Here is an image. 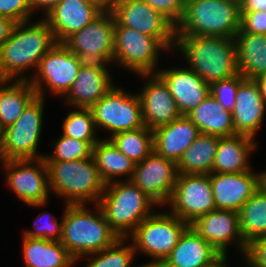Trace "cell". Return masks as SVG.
<instances>
[{
    "label": "cell",
    "instance_id": "6da1fadb",
    "mask_svg": "<svg viewBox=\"0 0 266 267\" xmlns=\"http://www.w3.org/2000/svg\"><path fill=\"white\" fill-rule=\"evenodd\" d=\"M30 22L17 23L0 48L1 80H28L24 73L33 67L37 69L41 59L57 43L43 18L32 25Z\"/></svg>",
    "mask_w": 266,
    "mask_h": 267
},
{
    "label": "cell",
    "instance_id": "7a4b0ae2",
    "mask_svg": "<svg viewBox=\"0 0 266 267\" xmlns=\"http://www.w3.org/2000/svg\"><path fill=\"white\" fill-rule=\"evenodd\" d=\"M194 72L206 83L233 77L239 73L234 38L176 35L175 46Z\"/></svg>",
    "mask_w": 266,
    "mask_h": 267
},
{
    "label": "cell",
    "instance_id": "3957f363",
    "mask_svg": "<svg viewBox=\"0 0 266 267\" xmlns=\"http://www.w3.org/2000/svg\"><path fill=\"white\" fill-rule=\"evenodd\" d=\"M87 206L66 204L63 212L60 242L77 262L86 255L112 246L119 239L106 221L99 204H94L95 213Z\"/></svg>",
    "mask_w": 266,
    "mask_h": 267
},
{
    "label": "cell",
    "instance_id": "277c9868",
    "mask_svg": "<svg viewBox=\"0 0 266 267\" xmlns=\"http://www.w3.org/2000/svg\"><path fill=\"white\" fill-rule=\"evenodd\" d=\"M50 193L62 197L66 204L99 203L106 183L92 157L75 161L46 162Z\"/></svg>",
    "mask_w": 266,
    "mask_h": 267
},
{
    "label": "cell",
    "instance_id": "5b68a950",
    "mask_svg": "<svg viewBox=\"0 0 266 267\" xmlns=\"http://www.w3.org/2000/svg\"><path fill=\"white\" fill-rule=\"evenodd\" d=\"M99 206L119 238H128L157 205L130 180H115L105 186Z\"/></svg>",
    "mask_w": 266,
    "mask_h": 267
},
{
    "label": "cell",
    "instance_id": "8992f818",
    "mask_svg": "<svg viewBox=\"0 0 266 267\" xmlns=\"http://www.w3.org/2000/svg\"><path fill=\"white\" fill-rule=\"evenodd\" d=\"M240 26L239 0H186L176 35L235 38Z\"/></svg>",
    "mask_w": 266,
    "mask_h": 267
},
{
    "label": "cell",
    "instance_id": "52a82bcc",
    "mask_svg": "<svg viewBox=\"0 0 266 267\" xmlns=\"http://www.w3.org/2000/svg\"><path fill=\"white\" fill-rule=\"evenodd\" d=\"M46 98L36 96L11 126L1 132L0 154L4 160L38 159Z\"/></svg>",
    "mask_w": 266,
    "mask_h": 267
},
{
    "label": "cell",
    "instance_id": "ba28073f",
    "mask_svg": "<svg viewBox=\"0 0 266 267\" xmlns=\"http://www.w3.org/2000/svg\"><path fill=\"white\" fill-rule=\"evenodd\" d=\"M167 211L153 212L128 237L137 255L140 252L152 260L165 261L177 245L181 235L190 226Z\"/></svg>",
    "mask_w": 266,
    "mask_h": 267
},
{
    "label": "cell",
    "instance_id": "9c48e42d",
    "mask_svg": "<svg viewBox=\"0 0 266 267\" xmlns=\"http://www.w3.org/2000/svg\"><path fill=\"white\" fill-rule=\"evenodd\" d=\"M89 109L96 129L111 132L108 139L117 133L145 126L138 94L129 93L116 84Z\"/></svg>",
    "mask_w": 266,
    "mask_h": 267
},
{
    "label": "cell",
    "instance_id": "30bf717a",
    "mask_svg": "<svg viewBox=\"0 0 266 267\" xmlns=\"http://www.w3.org/2000/svg\"><path fill=\"white\" fill-rule=\"evenodd\" d=\"M83 62L63 43H56L41 59L33 76L28 81L37 92V96L46 97L45 88L50 94L64 97L73 85ZM45 92V93H44Z\"/></svg>",
    "mask_w": 266,
    "mask_h": 267
},
{
    "label": "cell",
    "instance_id": "8fae6325",
    "mask_svg": "<svg viewBox=\"0 0 266 267\" xmlns=\"http://www.w3.org/2000/svg\"><path fill=\"white\" fill-rule=\"evenodd\" d=\"M63 44L83 63L112 64L115 45V19L105 9L91 23L69 36Z\"/></svg>",
    "mask_w": 266,
    "mask_h": 267
},
{
    "label": "cell",
    "instance_id": "7c38bea8",
    "mask_svg": "<svg viewBox=\"0 0 266 267\" xmlns=\"http://www.w3.org/2000/svg\"><path fill=\"white\" fill-rule=\"evenodd\" d=\"M169 50L155 37L147 36L139 31L126 27L115 26V45L112 63L132 71L156 73L159 52Z\"/></svg>",
    "mask_w": 266,
    "mask_h": 267
},
{
    "label": "cell",
    "instance_id": "4fadbf2b",
    "mask_svg": "<svg viewBox=\"0 0 266 267\" xmlns=\"http://www.w3.org/2000/svg\"><path fill=\"white\" fill-rule=\"evenodd\" d=\"M6 182L16 197L32 207H43L49 201L48 168L44 158L4 160Z\"/></svg>",
    "mask_w": 266,
    "mask_h": 267
},
{
    "label": "cell",
    "instance_id": "5bb4252c",
    "mask_svg": "<svg viewBox=\"0 0 266 267\" xmlns=\"http://www.w3.org/2000/svg\"><path fill=\"white\" fill-rule=\"evenodd\" d=\"M115 26H126L157 38L169 51L175 46L176 27L143 0H112Z\"/></svg>",
    "mask_w": 266,
    "mask_h": 267
},
{
    "label": "cell",
    "instance_id": "9a60e30c",
    "mask_svg": "<svg viewBox=\"0 0 266 267\" xmlns=\"http://www.w3.org/2000/svg\"><path fill=\"white\" fill-rule=\"evenodd\" d=\"M166 206L170 213L189 225L215 210L210 174H178L172 196Z\"/></svg>",
    "mask_w": 266,
    "mask_h": 267
},
{
    "label": "cell",
    "instance_id": "2e32d148",
    "mask_svg": "<svg viewBox=\"0 0 266 267\" xmlns=\"http://www.w3.org/2000/svg\"><path fill=\"white\" fill-rule=\"evenodd\" d=\"M178 174L174 161L153 151L142 162L136 163L130 181L160 207L169 202Z\"/></svg>",
    "mask_w": 266,
    "mask_h": 267
},
{
    "label": "cell",
    "instance_id": "e0dca14e",
    "mask_svg": "<svg viewBox=\"0 0 266 267\" xmlns=\"http://www.w3.org/2000/svg\"><path fill=\"white\" fill-rule=\"evenodd\" d=\"M190 226L224 258L228 255V246L233 243L243 258L247 243L240 232L239 212L215 209L196 219Z\"/></svg>",
    "mask_w": 266,
    "mask_h": 267
},
{
    "label": "cell",
    "instance_id": "ac0fdd59",
    "mask_svg": "<svg viewBox=\"0 0 266 267\" xmlns=\"http://www.w3.org/2000/svg\"><path fill=\"white\" fill-rule=\"evenodd\" d=\"M137 76L147 79L138 94L144 125L150 130L169 124L182 114L169 92L168 86L157 73H141Z\"/></svg>",
    "mask_w": 266,
    "mask_h": 267
},
{
    "label": "cell",
    "instance_id": "d6986e66",
    "mask_svg": "<svg viewBox=\"0 0 266 267\" xmlns=\"http://www.w3.org/2000/svg\"><path fill=\"white\" fill-rule=\"evenodd\" d=\"M105 9L91 0H62L43 19L50 26L56 42L63 43L73 33L91 23Z\"/></svg>",
    "mask_w": 266,
    "mask_h": 267
},
{
    "label": "cell",
    "instance_id": "ffe728a7",
    "mask_svg": "<svg viewBox=\"0 0 266 267\" xmlns=\"http://www.w3.org/2000/svg\"><path fill=\"white\" fill-rule=\"evenodd\" d=\"M216 209L239 212L259 188V173H210Z\"/></svg>",
    "mask_w": 266,
    "mask_h": 267
},
{
    "label": "cell",
    "instance_id": "44dd1931",
    "mask_svg": "<svg viewBox=\"0 0 266 267\" xmlns=\"http://www.w3.org/2000/svg\"><path fill=\"white\" fill-rule=\"evenodd\" d=\"M109 64L83 63L70 90L62 98L74 108H90L113 87Z\"/></svg>",
    "mask_w": 266,
    "mask_h": 267
},
{
    "label": "cell",
    "instance_id": "7402d4cb",
    "mask_svg": "<svg viewBox=\"0 0 266 267\" xmlns=\"http://www.w3.org/2000/svg\"><path fill=\"white\" fill-rule=\"evenodd\" d=\"M266 101L258 82L244 79L239 84L232 110L235 133L254 138L264 122Z\"/></svg>",
    "mask_w": 266,
    "mask_h": 267
},
{
    "label": "cell",
    "instance_id": "603a6c76",
    "mask_svg": "<svg viewBox=\"0 0 266 267\" xmlns=\"http://www.w3.org/2000/svg\"><path fill=\"white\" fill-rule=\"evenodd\" d=\"M158 69L156 73L168 86L182 115L188 114L210 94V84L189 67Z\"/></svg>",
    "mask_w": 266,
    "mask_h": 267
},
{
    "label": "cell",
    "instance_id": "cb8c5ba5",
    "mask_svg": "<svg viewBox=\"0 0 266 267\" xmlns=\"http://www.w3.org/2000/svg\"><path fill=\"white\" fill-rule=\"evenodd\" d=\"M224 257L191 226L164 261L166 267H215Z\"/></svg>",
    "mask_w": 266,
    "mask_h": 267
},
{
    "label": "cell",
    "instance_id": "d4e9b609",
    "mask_svg": "<svg viewBox=\"0 0 266 267\" xmlns=\"http://www.w3.org/2000/svg\"><path fill=\"white\" fill-rule=\"evenodd\" d=\"M199 134L197 126L186 115H181L153 130L154 151L177 164Z\"/></svg>",
    "mask_w": 266,
    "mask_h": 267
},
{
    "label": "cell",
    "instance_id": "484cf974",
    "mask_svg": "<svg viewBox=\"0 0 266 267\" xmlns=\"http://www.w3.org/2000/svg\"><path fill=\"white\" fill-rule=\"evenodd\" d=\"M257 146L259 145L255 138L246 135L220 137L212 173H241L252 170L249 159Z\"/></svg>",
    "mask_w": 266,
    "mask_h": 267
},
{
    "label": "cell",
    "instance_id": "4316f807",
    "mask_svg": "<svg viewBox=\"0 0 266 267\" xmlns=\"http://www.w3.org/2000/svg\"><path fill=\"white\" fill-rule=\"evenodd\" d=\"M25 267H72L77 261L60 241L22 236Z\"/></svg>",
    "mask_w": 266,
    "mask_h": 267
},
{
    "label": "cell",
    "instance_id": "83f0119b",
    "mask_svg": "<svg viewBox=\"0 0 266 267\" xmlns=\"http://www.w3.org/2000/svg\"><path fill=\"white\" fill-rule=\"evenodd\" d=\"M186 116L202 134L229 137L237 135L232 112L227 111L211 94Z\"/></svg>",
    "mask_w": 266,
    "mask_h": 267
},
{
    "label": "cell",
    "instance_id": "f1b7e54d",
    "mask_svg": "<svg viewBox=\"0 0 266 267\" xmlns=\"http://www.w3.org/2000/svg\"><path fill=\"white\" fill-rule=\"evenodd\" d=\"M239 73L245 79L266 75V35L250 34L241 29L235 35Z\"/></svg>",
    "mask_w": 266,
    "mask_h": 267
},
{
    "label": "cell",
    "instance_id": "f546056e",
    "mask_svg": "<svg viewBox=\"0 0 266 267\" xmlns=\"http://www.w3.org/2000/svg\"><path fill=\"white\" fill-rule=\"evenodd\" d=\"M36 96L28 80L0 79V131L15 123Z\"/></svg>",
    "mask_w": 266,
    "mask_h": 267
},
{
    "label": "cell",
    "instance_id": "4dcf8cb0",
    "mask_svg": "<svg viewBox=\"0 0 266 267\" xmlns=\"http://www.w3.org/2000/svg\"><path fill=\"white\" fill-rule=\"evenodd\" d=\"M92 156L106 184L115 181L116 177L117 181L122 176H128L127 180L131 179L136 164L119 151L110 139H100L93 147Z\"/></svg>",
    "mask_w": 266,
    "mask_h": 267
},
{
    "label": "cell",
    "instance_id": "1f68e13d",
    "mask_svg": "<svg viewBox=\"0 0 266 267\" xmlns=\"http://www.w3.org/2000/svg\"><path fill=\"white\" fill-rule=\"evenodd\" d=\"M220 137L200 133L177 163L179 174L212 173Z\"/></svg>",
    "mask_w": 266,
    "mask_h": 267
},
{
    "label": "cell",
    "instance_id": "d6a6232c",
    "mask_svg": "<svg viewBox=\"0 0 266 267\" xmlns=\"http://www.w3.org/2000/svg\"><path fill=\"white\" fill-rule=\"evenodd\" d=\"M239 222L247 244L254 238L266 236V192L260 187L239 211Z\"/></svg>",
    "mask_w": 266,
    "mask_h": 267
},
{
    "label": "cell",
    "instance_id": "836d02e7",
    "mask_svg": "<svg viewBox=\"0 0 266 267\" xmlns=\"http://www.w3.org/2000/svg\"><path fill=\"white\" fill-rule=\"evenodd\" d=\"M135 164L142 162L154 151L153 130L146 126L117 133L109 138Z\"/></svg>",
    "mask_w": 266,
    "mask_h": 267
},
{
    "label": "cell",
    "instance_id": "e575fe53",
    "mask_svg": "<svg viewBox=\"0 0 266 267\" xmlns=\"http://www.w3.org/2000/svg\"><path fill=\"white\" fill-rule=\"evenodd\" d=\"M128 238H119L112 246L100 252L84 256L89 263L85 267H130L137 256L134 246L125 242ZM126 243V244H125ZM125 245V246H123ZM86 257V258H85Z\"/></svg>",
    "mask_w": 266,
    "mask_h": 267
},
{
    "label": "cell",
    "instance_id": "d590c367",
    "mask_svg": "<svg viewBox=\"0 0 266 267\" xmlns=\"http://www.w3.org/2000/svg\"><path fill=\"white\" fill-rule=\"evenodd\" d=\"M63 135L89 142L93 147L100 138H97V129L92 112L89 108H74L62 121Z\"/></svg>",
    "mask_w": 266,
    "mask_h": 267
},
{
    "label": "cell",
    "instance_id": "8d00e7d4",
    "mask_svg": "<svg viewBox=\"0 0 266 267\" xmlns=\"http://www.w3.org/2000/svg\"><path fill=\"white\" fill-rule=\"evenodd\" d=\"M52 155L44 156L46 162H63L92 157L93 146L89 142L73 139L63 134L54 142Z\"/></svg>",
    "mask_w": 266,
    "mask_h": 267
},
{
    "label": "cell",
    "instance_id": "74e56055",
    "mask_svg": "<svg viewBox=\"0 0 266 267\" xmlns=\"http://www.w3.org/2000/svg\"><path fill=\"white\" fill-rule=\"evenodd\" d=\"M33 226L34 230H24L22 236L60 241L63 229V216L61 222L58 223L56 217L52 216L48 211H44L34 220Z\"/></svg>",
    "mask_w": 266,
    "mask_h": 267
},
{
    "label": "cell",
    "instance_id": "f35d334b",
    "mask_svg": "<svg viewBox=\"0 0 266 267\" xmlns=\"http://www.w3.org/2000/svg\"><path fill=\"white\" fill-rule=\"evenodd\" d=\"M245 78L238 73L237 75L216 81L210 84V94L227 110L232 112L234 109L239 84Z\"/></svg>",
    "mask_w": 266,
    "mask_h": 267
},
{
    "label": "cell",
    "instance_id": "ab89813d",
    "mask_svg": "<svg viewBox=\"0 0 266 267\" xmlns=\"http://www.w3.org/2000/svg\"><path fill=\"white\" fill-rule=\"evenodd\" d=\"M30 0H0V16L16 23L30 21L32 17Z\"/></svg>",
    "mask_w": 266,
    "mask_h": 267
},
{
    "label": "cell",
    "instance_id": "60d3db41",
    "mask_svg": "<svg viewBox=\"0 0 266 267\" xmlns=\"http://www.w3.org/2000/svg\"><path fill=\"white\" fill-rule=\"evenodd\" d=\"M154 10L167 18L175 27L180 23L186 0H143Z\"/></svg>",
    "mask_w": 266,
    "mask_h": 267
},
{
    "label": "cell",
    "instance_id": "b9f144b4",
    "mask_svg": "<svg viewBox=\"0 0 266 267\" xmlns=\"http://www.w3.org/2000/svg\"><path fill=\"white\" fill-rule=\"evenodd\" d=\"M245 267H266V236L252 239L243 256Z\"/></svg>",
    "mask_w": 266,
    "mask_h": 267
},
{
    "label": "cell",
    "instance_id": "7bdbcfd3",
    "mask_svg": "<svg viewBox=\"0 0 266 267\" xmlns=\"http://www.w3.org/2000/svg\"><path fill=\"white\" fill-rule=\"evenodd\" d=\"M240 29L250 34L266 35V11H241Z\"/></svg>",
    "mask_w": 266,
    "mask_h": 267
},
{
    "label": "cell",
    "instance_id": "ee69618b",
    "mask_svg": "<svg viewBox=\"0 0 266 267\" xmlns=\"http://www.w3.org/2000/svg\"><path fill=\"white\" fill-rule=\"evenodd\" d=\"M16 24L13 20L0 16V48L10 38Z\"/></svg>",
    "mask_w": 266,
    "mask_h": 267
},
{
    "label": "cell",
    "instance_id": "f6af8a7d",
    "mask_svg": "<svg viewBox=\"0 0 266 267\" xmlns=\"http://www.w3.org/2000/svg\"><path fill=\"white\" fill-rule=\"evenodd\" d=\"M62 0H30L32 13L36 10H42L46 16L53 8H55Z\"/></svg>",
    "mask_w": 266,
    "mask_h": 267
},
{
    "label": "cell",
    "instance_id": "bcb514c9",
    "mask_svg": "<svg viewBox=\"0 0 266 267\" xmlns=\"http://www.w3.org/2000/svg\"><path fill=\"white\" fill-rule=\"evenodd\" d=\"M240 11H266V0H239Z\"/></svg>",
    "mask_w": 266,
    "mask_h": 267
},
{
    "label": "cell",
    "instance_id": "7dc6e473",
    "mask_svg": "<svg viewBox=\"0 0 266 267\" xmlns=\"http://www.w3.org/2000/svg\"><path fill=\"white\" fill-rule=\"evenodd\" d=\"M137 267H166V264L162 260H151L150 262H147L146 264L143 263L141 266L139 265Z\"/></svg>",
    "mask_w": 266,
    "mask_h": 267
},
{
    "label": "cell",
    "instance_id": "c3c4849f",
    "mask_svg": "<svg viewBox=\"0 0 266 267\" xmlns=\"http://www.w3.org/2000/svg\"><path fill=\"white\" fill-rule=\"evenodd\" d=\"M258 82L262 95L264 97V100L266 101V75H262L256 79Z\"/></svg>",
    "mask_w": 266,
    "mask_h": 267
},
{
    "label": "cell",
    "instance_id": "681fc988",
    "mask_svg": "<svg viewBox=\"0 0 266 267\" xmlns=\"http://www.w3.org/2000/svg\"><path fill=\"white\" fill-rule=\"evenodd\" d=\"M259 187L266 192V171L259 172Z\"/></svg>",
    "mask_w": 266,
    "mask_h": 267
},
{
    "label": "cell",
    "instance_id": "f907efd6",
    "mask_svg": "<svg viewBox=\"0 0 266 267\" xmlns=\"http://www.w3.org/2000/svg\"><path fill=\"white\" fill-rule=\"evenodd\" d=\"M99 3L104 9H109L112 0H91Z\"/></svg>",
    "mask_w": 266,
    "mask_h": 267
},
{
    "label": "cell",
    "instance_id": "816d5d0a",
    "mask_svg": "<svg viewBox=\"0 0 266 267\" xmlns=\"http://www.w3.org/2000/svg\"><path fill=\"white\" fill-rule=\"evenodd\" d=\"M227 258H224L220 263H218L215 267H227L228 264L226 263L227 262Z\"/></svg>",
    "mask_w": 266,
    "mask_h": 267
},
{
    "label": "cell",
    "instance_id": "f5cc1de1",
    "mask_svg": "<svg viewBox=\"0 0 266 267\" xmlns=\"http://www.w3.org/2000/svg\"><path fill=\"white\" fill-rule=\"evenodd\" d=\"M4 162V159H3V157L1 156V154H0V163L2 164ZM0 164V165H1Z\"/></svg>",
    "mask_w": 266,
    "mask_h": 267
}]
</instances>
